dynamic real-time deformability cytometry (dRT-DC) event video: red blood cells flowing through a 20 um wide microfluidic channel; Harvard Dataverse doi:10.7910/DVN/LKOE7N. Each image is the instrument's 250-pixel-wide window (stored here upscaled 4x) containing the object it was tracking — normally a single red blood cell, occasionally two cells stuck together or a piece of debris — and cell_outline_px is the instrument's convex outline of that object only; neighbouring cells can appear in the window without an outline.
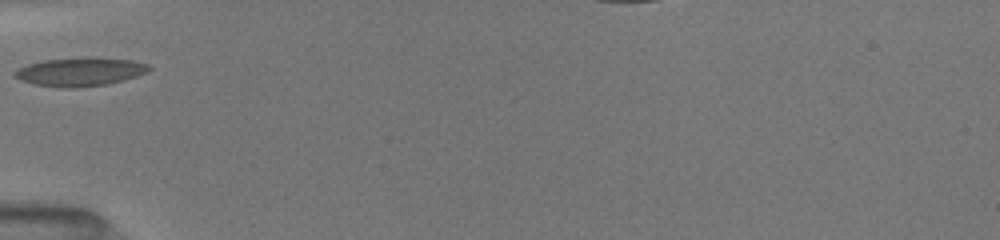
{"species": "common noctule bat (a hibernating species)", "species_latin": "Nyctalus noctula", "temperature_condition": "room temperature", "stored_images_in_passage": 27, "camera_frame_rate_fps": 3000, "um_per_image_px": 0.085, "animal": {"sex": "female", "body_mass_g": 19.5, "forearm_length_mm": 54.1}, "frame": {"image": 1, "passage_image": 1, "time_ms": 0.0, "image_size_px": [1000, 240], "cell_outline_px": [[152, 68], [148, 72], [124, 80], [108, 84], [72, 88], [60, 88], [32, 84], [20, 80], [12, 72], [28, 64], [44, 60], [132, 60], [148, 64]], "centroid_in_image_um": [6.79, 6.16], "position_along_channel_um": 78.2, "area_um2": 21.33}}
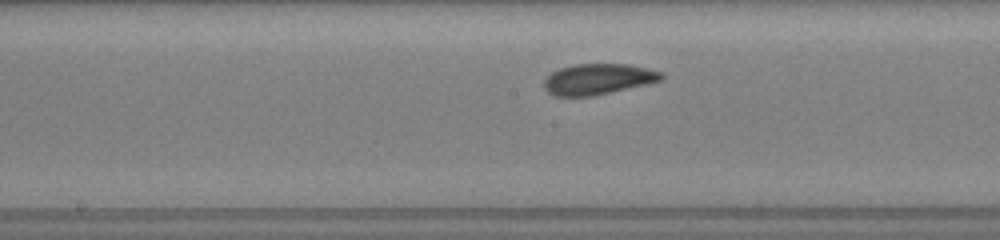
{"frame": {"image": 2, "passage_image": 10, "time_ms": 3.0, "image_size_px": [1000, 240], "cell_outline_px": [[664, 80], [648, 84], [592, 96], [552, 96], [544, 88], [544, 80], [552, 72], [560, 68], [576, 64], [628, 64], [660, 72], [664, 76]], "centroid_in_image_um": [50.83, 6.73], "position_along_channel_um": 197.4, "area_um2": 20.98}}
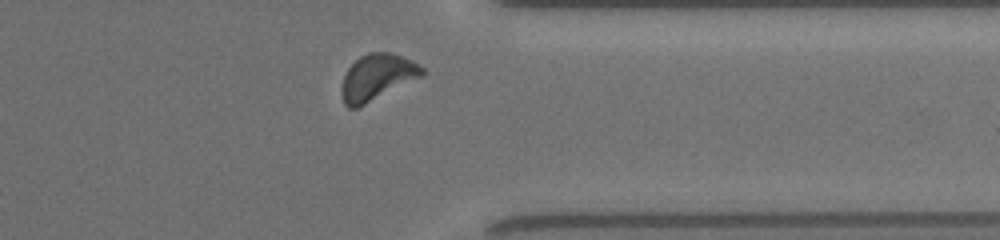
{"frame": {"image": 3, "passage_image": 24, "time_ms": 7.667, "image_size_px": [1000, 240], "cell_outline_px": [[428, 72], [424, 76], [356, 108], [348, 108], [344, 104], [344, 76], [348, 68], [360, 56], [368, 52], [388, 52], [412, 60], [424, 68]], "centroid_in_image_um": [32.13, 6.54], "position_along_channel_um": 379.3, "area_um2": 21.27}, "authors_computed_cell_mechanics": {"area_um2": 20.6346, "velocity_mm_per_s": 3.9631, "shape_relaxation_time_tau1_ms": 3.1472, "shape_relaxation_time_tau2_ms": 4.797, "deformation_change_tau1": 0.0944, "deformation_change_tau2": 0.0875}}